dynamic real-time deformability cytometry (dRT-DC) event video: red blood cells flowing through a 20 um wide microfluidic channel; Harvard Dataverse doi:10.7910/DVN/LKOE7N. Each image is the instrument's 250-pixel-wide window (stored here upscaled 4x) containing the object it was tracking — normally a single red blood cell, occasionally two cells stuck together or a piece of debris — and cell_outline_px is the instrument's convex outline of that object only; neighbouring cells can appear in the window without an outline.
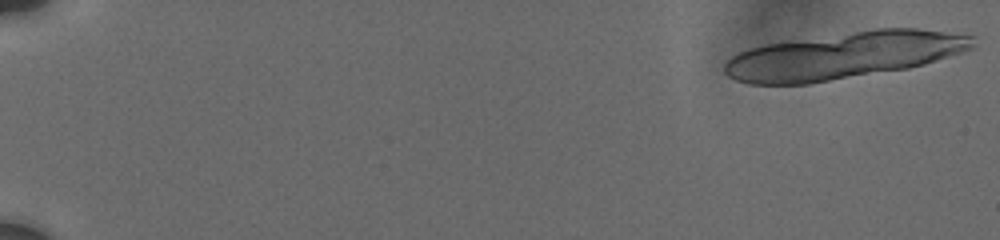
{"species": "human", "species_latin": "Homo sapiens", "temperature_condition": "cold", "stored_images_in_passage": 10, "camera_frame_rate_fps": 3000, "um_per_image_px": 0.085, "donor": {"sex": "male"}, "frame": {"image": 1, "passage_image": 1, "time_ms": 0.0, "image_size_px": [1000, 240], "cell_outline_px": [[976, 48], [924, 64], [908, 68], [808, 84], [748, 84], [736, 80], [728, 76], [724, 72], [724, 64], [732, 56], [748, 48], [768, 44], [876, 28], [916, 28], [976, 36]], "centroid_in_image_um": [71.76, 4.72], "position_along_channel_um": 13.2, "area_um2": 67.57}}